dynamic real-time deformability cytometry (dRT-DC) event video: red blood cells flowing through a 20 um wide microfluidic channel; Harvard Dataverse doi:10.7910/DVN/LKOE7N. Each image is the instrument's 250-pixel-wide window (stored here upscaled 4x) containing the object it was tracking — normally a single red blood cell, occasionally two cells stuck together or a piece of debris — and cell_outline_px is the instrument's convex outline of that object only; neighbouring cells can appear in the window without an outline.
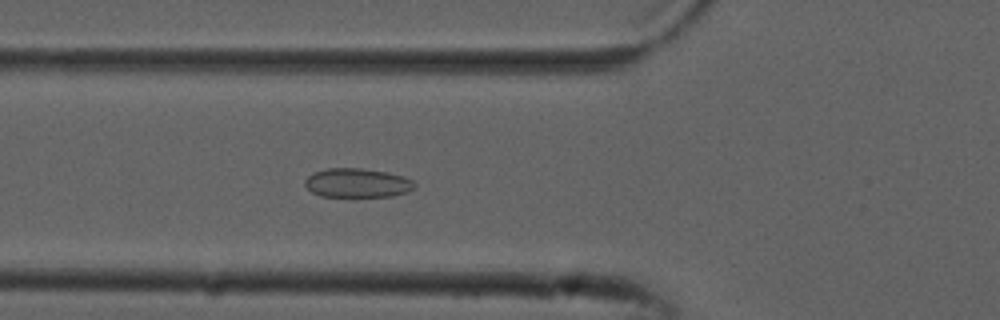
{"species": "common noctule bat (a hibernating species)", "species_latin": "Nyctalus noctula", "temperature_condition": "cold", "stored_images_in_passage": 53, "camera_frame_rate_fps": 3000, "um_per_image_px": 0.085, "animal": {"sex": "male", "forearm_length_mm": 52.5}, "frame": {"image": 1, "passage_image": 19, "time_ms": 6.0, "image_size_px": [1000, 320], "cell_outline_px": [[416, 188], [408, 192], [392, 196], [320, 196], [312, 192], [304, 184], [304, 180], [312, 172], [328, 168], [360, 168], [388, 172], [404, 176], [412, 180], [416, 184]], "centroid_in_image_um": [30.39, 15.54], "position_along_channel_um": 95.4, "area_um2": 18.73}}
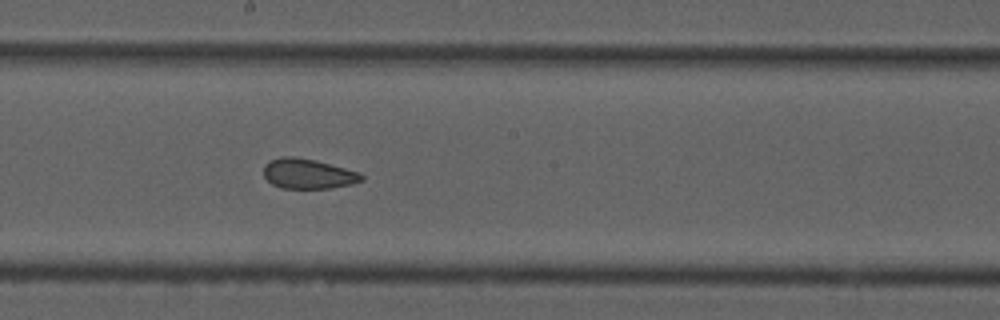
{"frame": {"image": 2, "passage_image": 29, "time_ms": 9.333, "image_size_px": [1000, 320], "cell_outline_px": [[364, 180], [352, 184], [332, 188], [280, 188], [272, 184], [264, 176], [264, 164], [268, 160], [280, 156], [292, 156], [316, 160], [360, 172], [364, 176]], "centroid_in_image_um": [26.18, 14.76], "position_along_channel_um": 222.0, "area_um2": 17.34}}
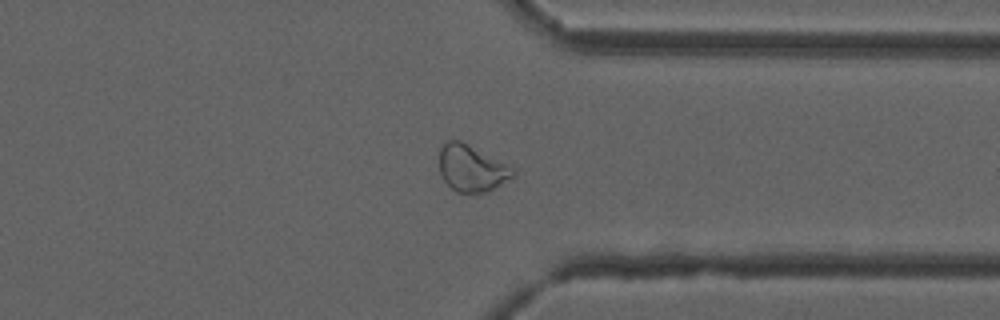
{"frame": {"image": 3, "passage_image": 41, "time_ms": 13.333, "image_size_px": [1000, 320], "cell_outline_px": [[516, 176], [488, 192], [456, 192], [440, 176], [440, 148], [448, 140], [460, 140], [516, 168]], "centroid_in_image_um": [40.13, 14.31], "position_along_channel_um": 371.3, "area_um2": 20.11}, "authors_computed_cell_mechanics": {"area_um2": 20.808, "velocity_mm_per_s": 3.7872, "shape_relaxation_time_tau1_ms": null, "shape_relaxation_time_tau2_ms": 1.4939, "deformation_change_tau1": null, "deformation_change_tau2": 0.0635}}